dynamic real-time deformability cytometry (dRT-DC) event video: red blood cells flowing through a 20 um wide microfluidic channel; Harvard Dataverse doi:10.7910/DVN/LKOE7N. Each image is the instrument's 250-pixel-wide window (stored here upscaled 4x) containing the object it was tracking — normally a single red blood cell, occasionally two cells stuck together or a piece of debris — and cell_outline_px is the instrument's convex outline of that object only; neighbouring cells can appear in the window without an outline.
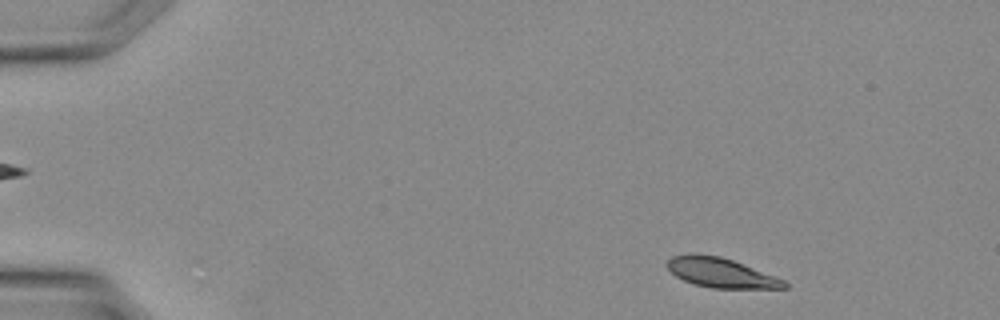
{"species": "Egyptian fruit bat (a non-hibernating species)", "species_latin": "Rousettus aegyptiacus", "temperature_condition": "warm", "stored_images_in_passage": 33, "camera_frame_rate_fps": 3000, "um_per_image_px": 0.085, "animal": {"sex": "female"}, "frame": {"image": 1, "passage_image": 2, "time_ms": 0.333, "image_size_px": [1000, 320], "cell_outline_px": [[788, 288], [712, 288], [696, 284], [684, 280], [676, 276], [668, 268], [668, 260], [672, 256], [688, 252], [692, 252], [720, 256], [732, 260], [784, 280], [788, 284]], "centroid_in_image_um": [61.24, 23.16], "position_along_channel_um": 23.8, "area_um2": 20.0}}
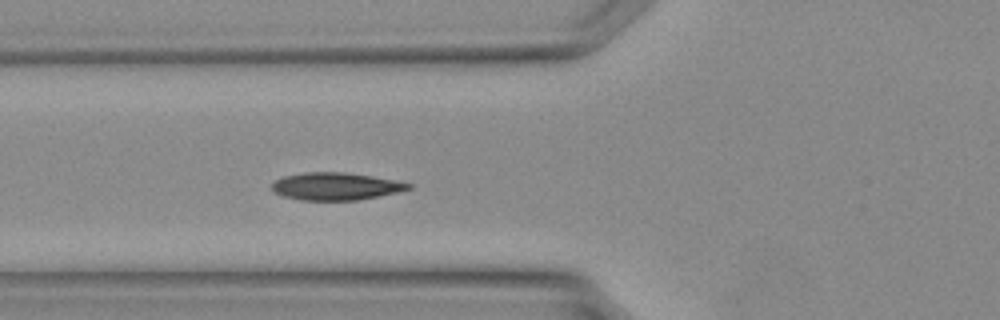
{"frame": {"image": 2, "passage_image": 11, "time_ms": 3.333, "image_size_px": [1000, 320], "cell_outline_px": [[412, 188], [396, 192], [356, 200], [300, 200], [284, 196], [276, 192], [272, 188], [272, 184], [276, 180], [284, 176], [304, 172], [344, 172], [372, 176], [412, 184]], "centroid_in_image_um": [28.51, 15.83], "position_along_channel_um": 97.3, "area_um2": 21.5}}
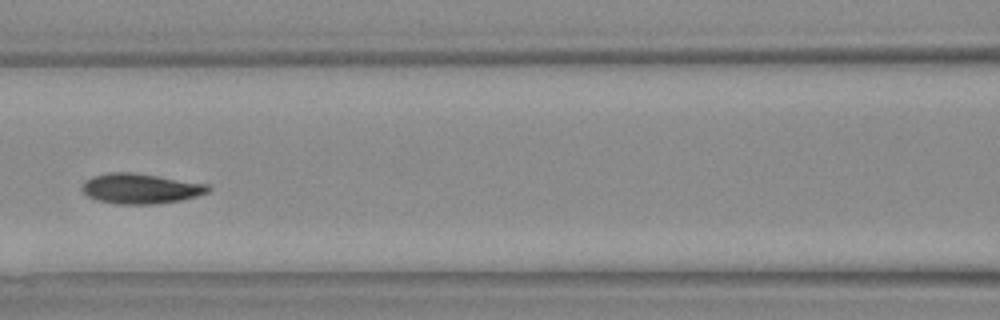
{"frame": {"image": 3, "passage_image": 14, "time_ms": 4.333, "image_size_px": [1000, 320], "cell_outline_px": [[212, 188], [208, 192], [196, 196], [180, 200], [156, 204], [116, 204], [96, 200], [88, 196], [80, 188], [84, 180], [92, 176], [108, 172], [132, 172], [208, 184]], "centroid_in_image_um": [11.91, 16.03], "position_along_channel_um": 154.7, "area_um2": 22.25}}